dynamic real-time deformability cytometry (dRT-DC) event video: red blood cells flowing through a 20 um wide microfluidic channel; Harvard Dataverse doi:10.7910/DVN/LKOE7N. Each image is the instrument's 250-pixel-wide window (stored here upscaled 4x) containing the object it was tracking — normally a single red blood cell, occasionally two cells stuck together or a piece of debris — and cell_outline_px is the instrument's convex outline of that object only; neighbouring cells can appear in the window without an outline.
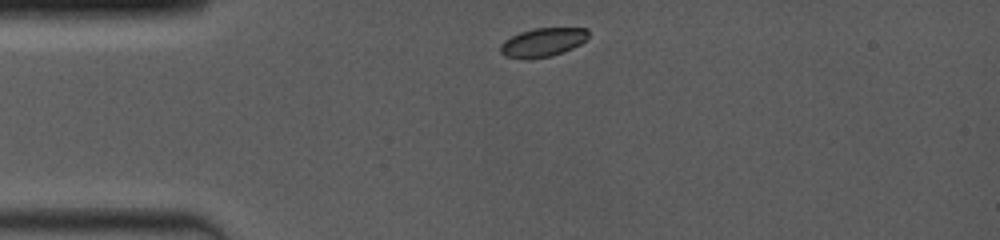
{"species": "common noctule bat (a hibernating species)", "species_latin": "Nyctalus noctula", "temperature_condition": "room temperature", "stored_images_in_passage": 6, "camera_frame_rate_fps": 4000, "um_per_image_px": 0.085, "animal": {"sex": "female", "body_mass_g": 19.0, "forearm_length_mm": 53.3}, "frame": {"image": 1, "passage_image": 1, "time_ms": 0.0, "image_size_px": [1000, 240], "cell_outline_px": [[588, 40], [564, 52], [552, 56], [528, 60], [520, 60], [504, 56], [500, 52], [500, 44], [504, 40], [520, 32], [532, 28], [588, 28]], "centroid_in_image_um": [46.11, 3.62], "position_along_channel_um": 38.9, "area_um2": 15.14}}
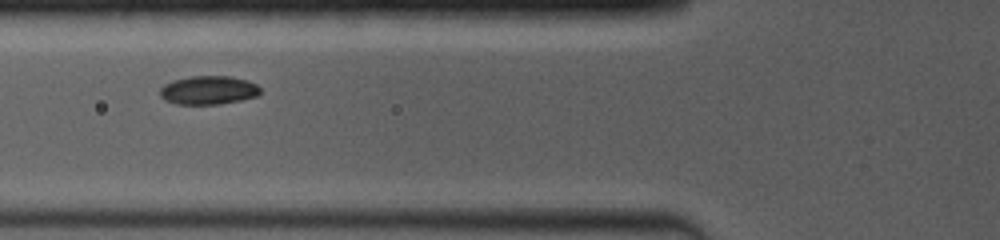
{"frame": {"image": 2, "passage_image": 4, "time_ms": 2.5, "image_size_px": [1000, 240], "cell_outline_px": [[260, 92], [256, 96], [240, 100], [220, 104], [176, 104], [164, 100], [160, 96], [160, 88], [164, 84], [172, 80], [192, 76], [232, 76], [248, 80], [256, 84], [260, 88]], "centroid_in_image_um": [17.7, 7.66], "position_along_channel_um": 108.1, "area_um2": 16.82}}
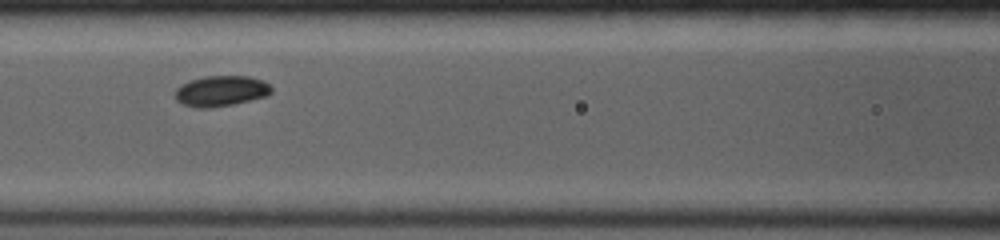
{"frame": {"image": 3, "passage_image": 5, "time_ms": 3.5, "image_size_px": [1000, 240], "cell_outline_px": [[272, 92], [268, 96], [232, 104], [208, 108], [196, 108], [184, 104], [176, 100], [176, 88], [180, 84], [188, 80], [204, 76], [248, 76], [264, 80], [272, 88]], "centroid_in_image_um": [18.79, 7.72], "position_along_channel_um": 147.8, "area_um2": 17.28}}